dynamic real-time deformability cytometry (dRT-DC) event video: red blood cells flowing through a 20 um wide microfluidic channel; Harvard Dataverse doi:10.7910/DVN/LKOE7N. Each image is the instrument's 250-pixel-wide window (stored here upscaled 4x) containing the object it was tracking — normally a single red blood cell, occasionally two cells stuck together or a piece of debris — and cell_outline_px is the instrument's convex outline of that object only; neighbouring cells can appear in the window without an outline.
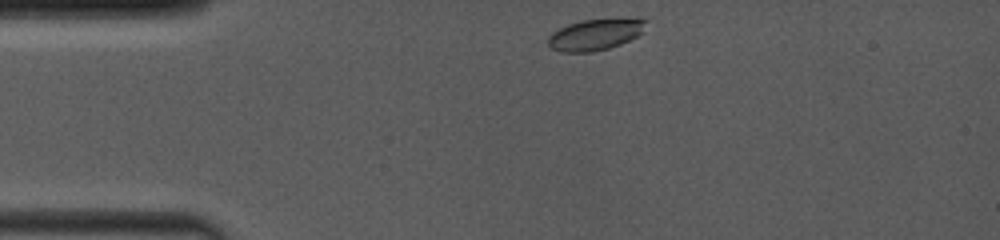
{"species": "common noctule bat (a hibernating species)", "species_latin": "Nyctalus noctula", "temperature_condition": "room temperature", "stored_images_in_passage": 6, "camera_frame_rate_fps": 4000, "um_per_image_px": 0.085, "animal": {"sex": "female", "body_mass_g": 19.0, "forearm_length_mm": 53.3}, "frame": {"image": 1, "passage_image": 1, "time_ms": 0.0, "image_size_px": [1000, 240], "cell_outline_px": [[648, 20], [644, 32], [620, 44], [608, 48], [592, 52], [560, 52], [552, 48], [548, 44], [548, 36], [552, 32], [568, 24], [584, 20]], "centroid_in_image_um": [50.55, 2.97], "position_along_channel_um": 34.5, "area_um2": 17.34}}
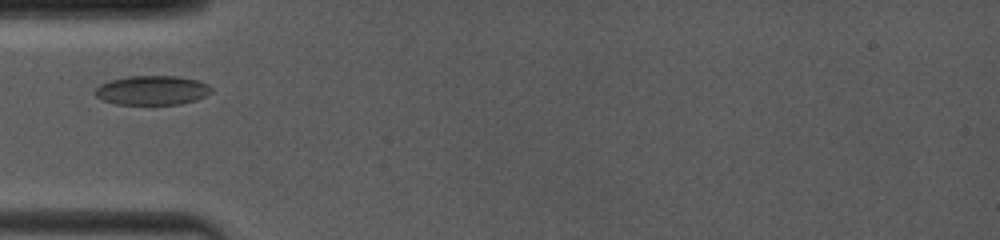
{"frame": {"image": 2, "passage_image": 5, "time_ms": 2.0, "image_size_px": [1000, 240], "cell_outline_px": [[212, 92], [196, 100], [180, 104], [116, 104], [104, 100], [96, 96], [92, 92], [100, 84], [112, 80], [128, 76], [176, 76], [196, 80], [208, 84], [212, 88]], "centroid_in_image_um": [12.93, 7.67], "position_along_channel_um": 72.1, "area_um2": 19.77}}